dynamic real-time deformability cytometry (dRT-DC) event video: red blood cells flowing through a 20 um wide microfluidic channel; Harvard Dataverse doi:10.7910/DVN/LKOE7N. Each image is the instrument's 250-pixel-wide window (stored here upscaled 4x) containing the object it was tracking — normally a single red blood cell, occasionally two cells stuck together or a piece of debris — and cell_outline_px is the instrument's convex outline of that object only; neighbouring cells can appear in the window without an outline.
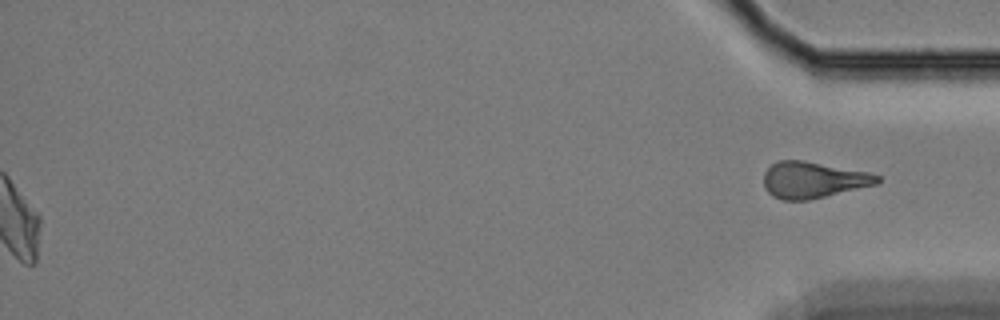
{"species": "Egyptian fruit bat (a non-hibernating species)", "species_latin": "Rousettus aegyptiacus", "temperature_condition": "cold", "stored_images_in_passage": 61, "segment_of_instrument_passage": [2, 2], "camera_frame_rate_fps": 3000, "um_per_image_px": 0.085, "animal": {"sex": "female"}, "frame": {"image": 1, "passage_image": 61, "time_ms": 20.0, "image_size_px": [1000, 320], "cell_outline_px": [[880, 184], [808, 200], [784, 200], [772, 196], [764, 188], [764, 172], [776, 160], [804, 160], [868, 172], [880, 176]], "centroid_in_image_um": [69.13, 15.29], "position_along_channel_um": 366.1, "area_um2": 24.22}}